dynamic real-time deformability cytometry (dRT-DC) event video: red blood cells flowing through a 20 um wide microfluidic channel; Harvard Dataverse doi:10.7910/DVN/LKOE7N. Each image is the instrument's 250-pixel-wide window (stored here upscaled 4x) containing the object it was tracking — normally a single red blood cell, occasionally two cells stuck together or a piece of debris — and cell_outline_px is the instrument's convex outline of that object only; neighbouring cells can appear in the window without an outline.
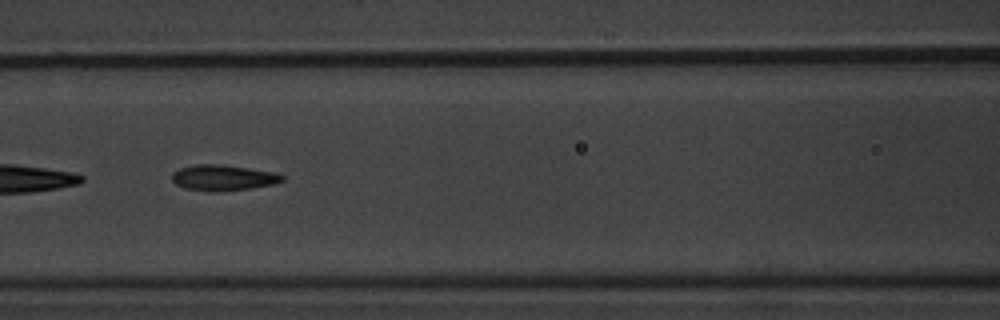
{"species": "common noctule bat (a hibernating species)", "species_latin": "Nyctalus noctula", "temperature_condition": "warm", "stored_images_in_passage": 6, "segment_of_instrument_passage": [2, 2], "camera_frame_rate_fps": 3000, "um_per_image_px": 0.085, "animal": {"sex": "male", "body_mass_g": 20.1, "forearm_length_mm": 53.5}, "frame": {"image": 1, "passage_image": 5, "time_ms": 4.667, "image_size_px": [1000, 320], "cell_outline_px": [[284, 180], [272, 184], [252, 188], [216, 192], [212, 192], [184, 188], [176, 184], [172, 180], [172, 172], [180, 168], [196, 164], [220, 164], [248, 168], [272, 172], [284, 176]], "centroid_in_image_um": [18.92, 15.11], "position_along_channel_um": 147.7, "area_um2": 16.47}}
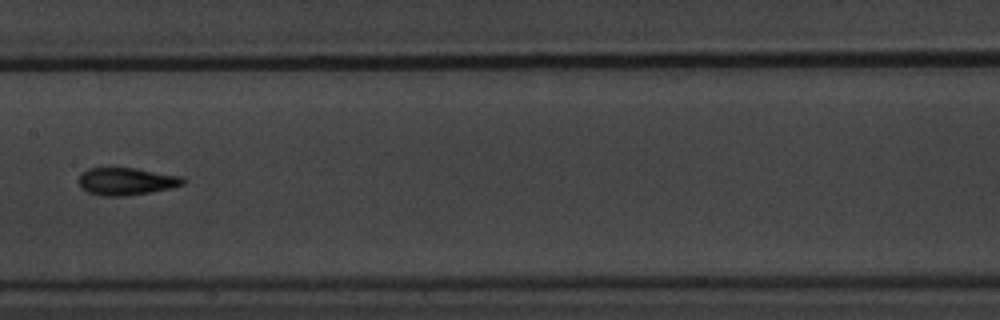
{"frame": {"image": 2, "passage_image": 6, "time_ms": 6.0, "image_size_px": [1000, 320], "cell_outline_px": [[184, 184], [172, 188], [124, 196], [100, 196], [88, 192], [80, 188], [76, 180], [88, 168], [136, 168], [184, 176]], "centroid_in_image_um": [10.73, 15.41], "position_along_channel_um": 196.7, "area_um2": 16.82}}